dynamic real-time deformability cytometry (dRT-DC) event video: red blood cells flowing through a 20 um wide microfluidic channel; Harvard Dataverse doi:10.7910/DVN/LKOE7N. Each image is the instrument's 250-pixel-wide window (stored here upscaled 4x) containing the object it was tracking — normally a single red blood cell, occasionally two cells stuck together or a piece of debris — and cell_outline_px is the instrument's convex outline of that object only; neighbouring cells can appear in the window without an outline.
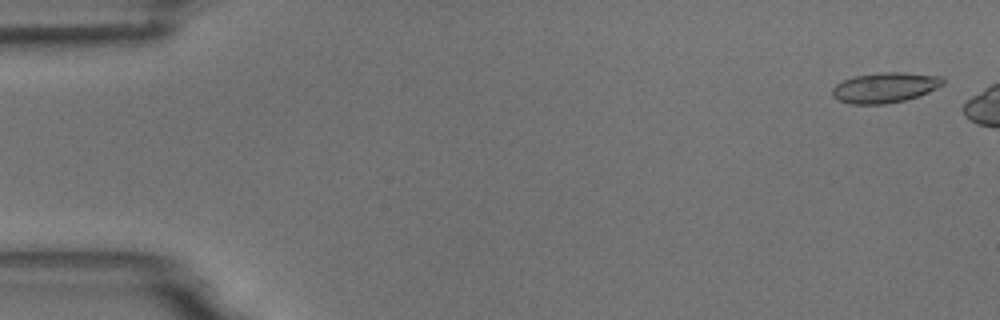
{"species": "common noctule bat (a hibernating species)", "species_latin": "Nyctalus noctula", "temperature_condition": "room temperature", "stored_images_in_passage": 6, "camera_frame_rate_fps": 3000, "um_per_image_px": 0.085, "animal": {"sex": "male", "body_mass_g": 18.8}, "frame": {"image": 1, "passage_image": 1, "time_ms": 0.0, "image_size_px": [1000, 320], "cell_outline_px": [[944, 84], [928, 92], [904, 100], [884, 104], [852, 104], [840, 100], [832, 96], [832, 88], [836, 84], [852, 76], [880, 72], [904, 72], [940, 76], [944, 80]], "centroid_in_image_um": [75.2, 7.43], "position_along_channel_um": 9.8, "area_um2": 19.42}}